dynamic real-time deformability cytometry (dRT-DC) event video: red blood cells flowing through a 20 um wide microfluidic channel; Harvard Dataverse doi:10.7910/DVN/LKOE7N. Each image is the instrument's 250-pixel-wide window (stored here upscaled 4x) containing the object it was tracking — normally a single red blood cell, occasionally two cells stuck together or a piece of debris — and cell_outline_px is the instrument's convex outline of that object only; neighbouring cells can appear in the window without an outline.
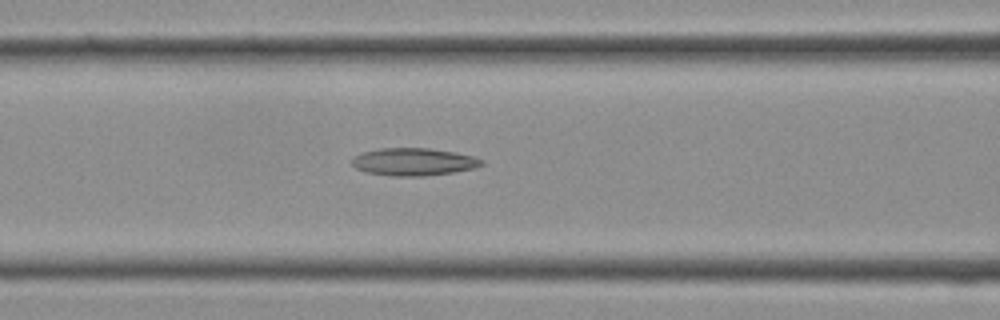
{"species": "Egyptian fruit bat (a non-hibernating species)", "species_latin": "Rousettus aegyptiacus", "temperature_condition": "cold", "stored_images_in_passage": 16, "camera_frame_rate_fps": 3000, "um_per_image_px": 0.085, "frame": {"image": 1, "passage_image": 12, "time_ms": 3.667, "image_size_px": [1000, 320], "cell_outline_px": [[484, 164], [476, 168], [452, 172], [424, 176], [392, 176], [364, 172], [356, 168], [352, 164], [352, 160], [356, 156], [364, 152], [380, 148], [428, 148], [456, 152], [472, 156], [484, 160]], "centroid_in_image_um": [35.18, 13.76], "position_along_channel_um": 131.4, "area_um2": 20.81}}
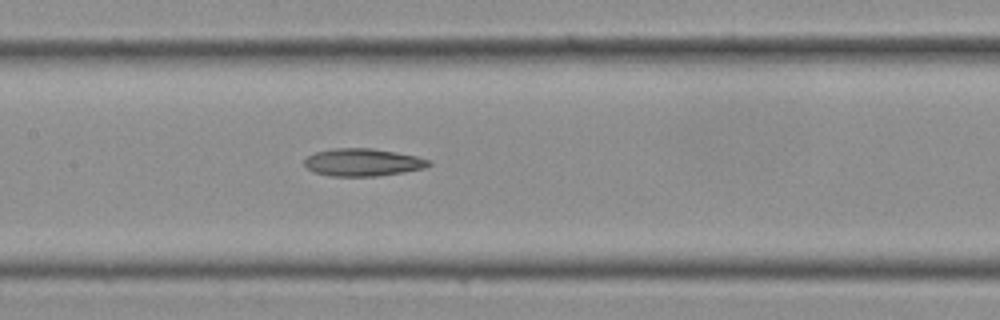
{"frame": {"image": 2, "passage_image": 14, "time_ms": 4.333, "image_size_px": [1000, 320], "cell_outline_px": [[432, 164], [424, 168], [404, 172], [376, 176], [332, 176], [312, 172], [304, 164], [304, 160], [308, 156], [316, 152], [336, 148], [372, 148], [396, 152], [416, 156], [432, 160]], "centroid_in_image_um": [30.86, 13.8], "position_along_channel_um": 176.5, "area_um2": 20.0}}
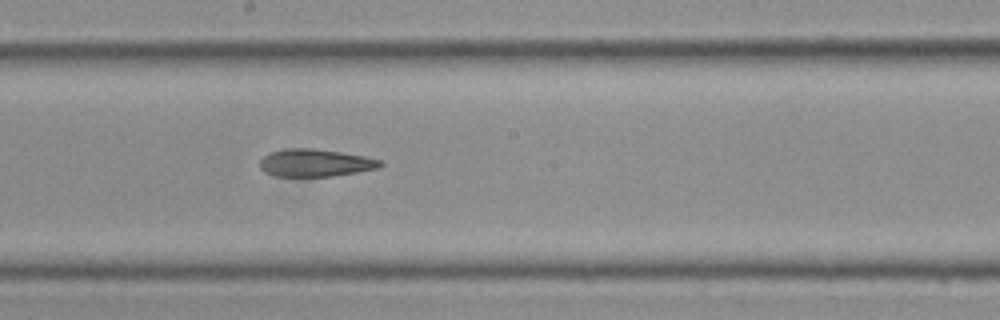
{"frame": {"image": 3, "passage_image": 16, "time_ms": 5.0, "image_size_px": [1000, 320], "cell_outline_px": [[384, 164], [380, 168], [332, 176], [276, 176], [264, 172], [260, 168], [260, 160], [264, 156], [272, 152], [292, 148], [312, 148], [340, 152], [364, 156], [380, 160]], "centroid_in_image_um": [26.81, 13.85], "position_along_channel_um": 221.4, "area_um2": 19.13}}